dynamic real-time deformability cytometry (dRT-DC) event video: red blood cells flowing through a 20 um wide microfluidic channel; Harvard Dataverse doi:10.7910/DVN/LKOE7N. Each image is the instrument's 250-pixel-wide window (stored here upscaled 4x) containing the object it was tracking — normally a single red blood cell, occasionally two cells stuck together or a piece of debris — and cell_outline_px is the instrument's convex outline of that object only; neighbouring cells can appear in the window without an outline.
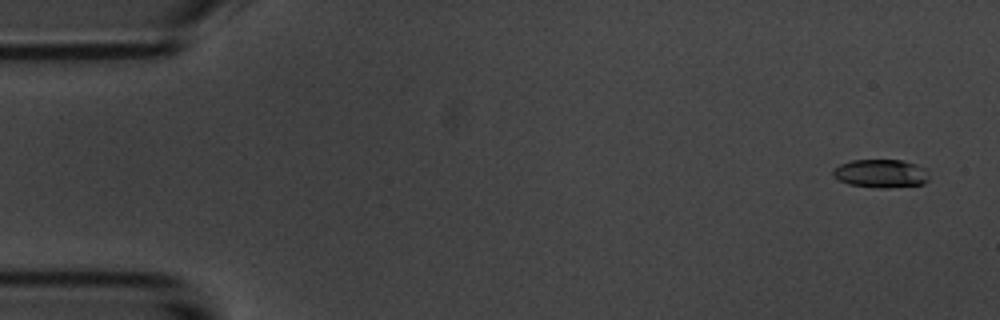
{"species": "common noctule bat (a hibernating species)", "species_latin": "Nyctalus noctula", "temperature_condition": "room temperature", "stored_images_in_passage": 6, "camera_frame_rate_fps": 3000, "um_per_image_px": 0.085, "animal": {"sex": "male", "body_mass_g": 20.1, "forearm_length_mm": 53.5}, "frame": {"image": 1, "passage_image": 1, "time_ms": 0.0, "image_size_px": [1000, 320], "cell_outline_px": [[928, 180], [924, 184], [888, 188], [880, 188], [848, 184], [832, 176], [832, 168], [840, 164], [852, 160], [900, 160], [916, 164], [928, 168]], "centroid_in_image_um": [74.88, 14.74], "position_along_channel_um": 10.1, "area_um2": 16.07}}
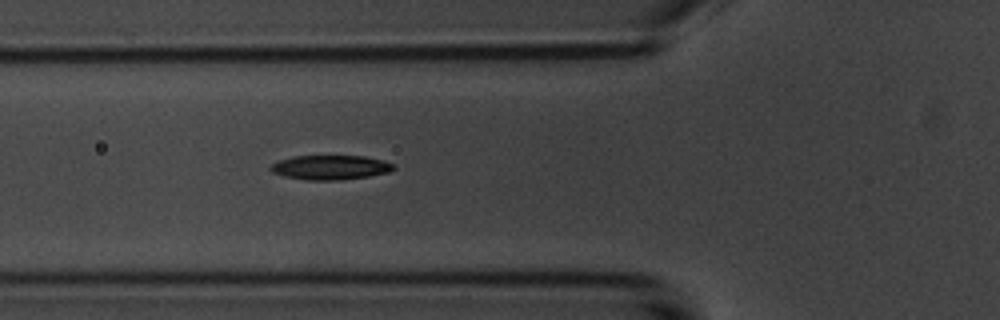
{"frame": {"image": 2, "passage_image": 6, "time_ms": 5.667, "image_size_px": [1000, 320], "cell_outline_px": [[396, 168], [388, 172], [368, 176], [340, 180], [308, 180], [284, 176], [272, 172], [268, 168], [272, 164], [280, 160], [292, 156], [364, 156], [384, 160], [392, 164]], "centroid_in_image_um": [28.07, 14.23], "position_along_channel_um": 97.7, "area_um2": 17.46}}